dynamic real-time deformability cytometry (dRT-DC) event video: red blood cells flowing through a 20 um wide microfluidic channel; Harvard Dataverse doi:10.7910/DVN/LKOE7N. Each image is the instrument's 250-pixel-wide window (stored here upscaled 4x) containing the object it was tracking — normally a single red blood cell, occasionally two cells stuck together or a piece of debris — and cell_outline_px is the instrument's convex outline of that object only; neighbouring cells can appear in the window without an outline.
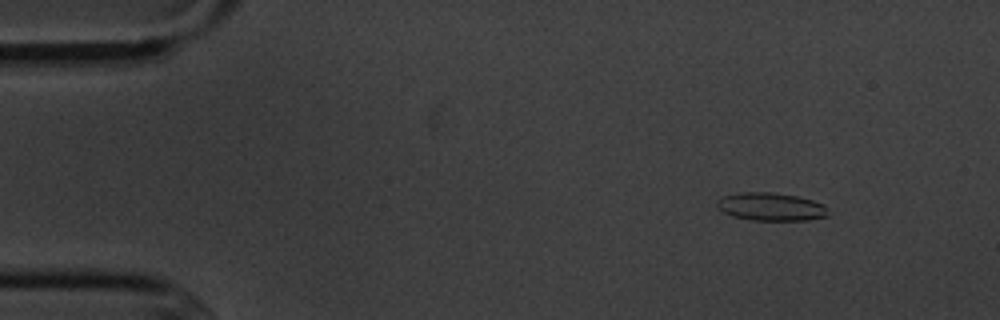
{"species": "common noctule bat (a hibernating species)", "species_latin": "Nyctalus noctula", "temperature_condition": "cold", "stored_images_in_passage": 3, "camera_frame_rate_fps": 3000, "um_per_image_px": 0.085, "animal": {"sex": "male", "body_mass_g": 20.1, "forearm_length_mm": 53.5}, "frame": {"image": 1, "passage_image": 1, "time_ms": 0.0, "image_size_px": [1000, 320], "cell_outline_px": [[828, 216], [808, 220], [752, 220], [732, 216], [724, 212], [716, 204], [716, 200], [724, 196], [740, 192], [772, 192], [796, 196], [812, 200], [824, 204]], "centroid_in_image_um": [65.52, 17.57], "position_along_channel_um": 19.5, "area_um2": 18.03}}